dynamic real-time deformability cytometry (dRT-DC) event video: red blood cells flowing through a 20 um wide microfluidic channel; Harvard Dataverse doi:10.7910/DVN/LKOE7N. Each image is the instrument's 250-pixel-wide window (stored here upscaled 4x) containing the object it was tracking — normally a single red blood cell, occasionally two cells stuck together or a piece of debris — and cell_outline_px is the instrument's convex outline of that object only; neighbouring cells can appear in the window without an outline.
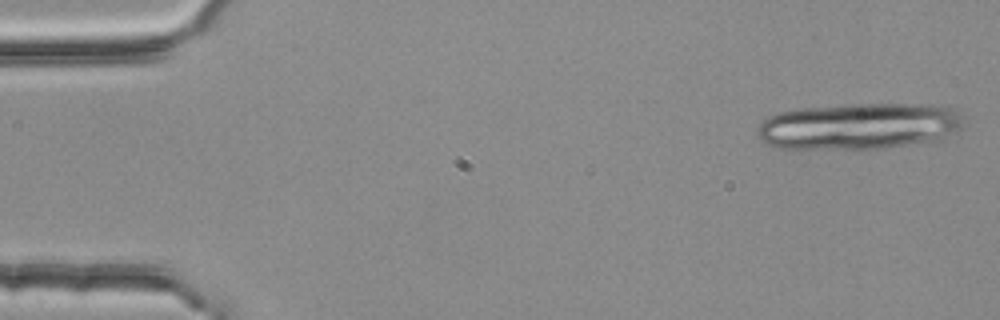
{"species": "common noctule bat (a hibernating species)", "species_latin": "Nyctalus noctula", "temperature_condition": "room temperature", "stored_images_in_passage": 39, "camera_frame_rate_fps": 3000, "um_per_image_px": 0.085, "animal": {"sex": "female", "body_mass_g": 25.1}, "frame": {"image": 1, "passage_image": 1, "time_ms": 0.0, "image_size_px": [1000, 320], "cell_outline_px": [[964, 124], [960, 128], [944, 140], [880, 148], [780, 148], [768, 144], [760, 140], [756, 136], [756, 128], [764, 120], [780, 112], [804, 108], [856, 104], [924, 104], [956, 108], [964, 116]], "centroid_in_image_um": [73.1, 10.72], "position_along_channel_um": 11.9, "area_um2": 55.95}}